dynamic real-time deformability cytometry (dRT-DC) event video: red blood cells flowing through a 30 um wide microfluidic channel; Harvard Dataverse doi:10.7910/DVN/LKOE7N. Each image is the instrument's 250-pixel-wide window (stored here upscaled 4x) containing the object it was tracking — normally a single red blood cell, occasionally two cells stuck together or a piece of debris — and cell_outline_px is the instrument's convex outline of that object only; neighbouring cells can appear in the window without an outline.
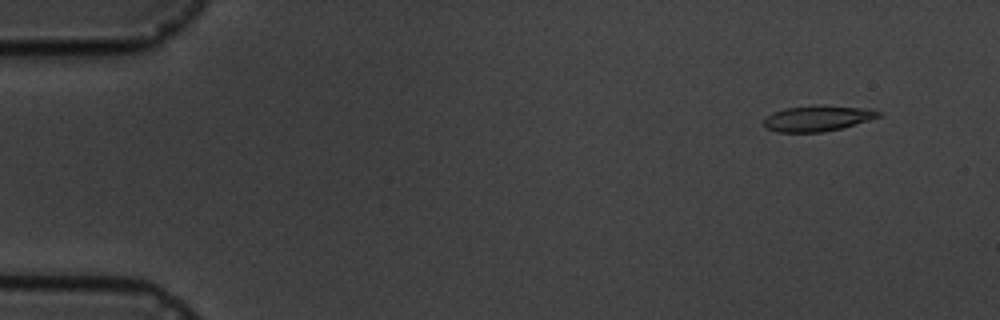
{"species": "common noctule bat (a hibernating species)", "species_latin": "Nyctalus noctula", "temperature_condition": "cold", "stored_images_in_passage": 17, "camera_frame_rate_fps": 3000, "um_per_image_px": 0.085, "animal": {"sex": "male", "body_mass_g": 19.5, "forearm_length_mm": 54.6}, "frame": {"image": 1, "passage_image": 2, "time_ms": 1.333, "image_size_px": [1000, 320], "cell_outline_px": [[880, 116], [840, 128], [824, 132], [776, 132], [764, 128], [764, 120], [772, 112], [784, 108], [872, 108], [880, 112]], "centroid_in_image_um": [69.4, 10.11], "position_along_channel_um": 15.6, "area_um2": 16.07}}
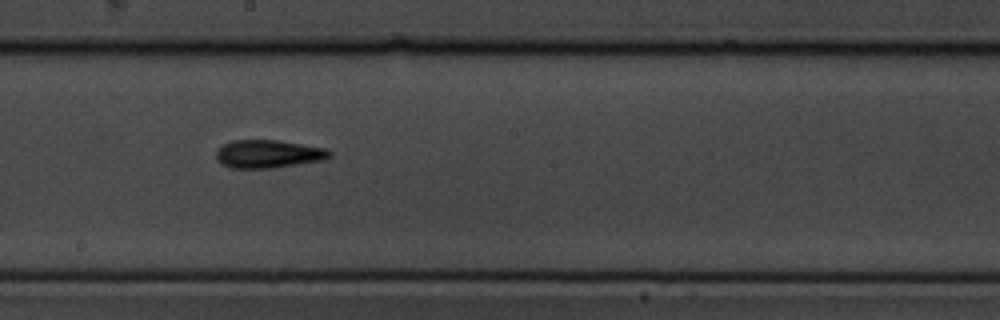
{"frame": {"image": 2, "passage_image": 10, "time_ms": 10.333, "image_size_px": [1000, 320], "cell_outline_px": [[332, 156], [324, 160], [272, 168], [228, 168], [220, 164], [216, 160], [216, 152], [224, 144], [232, 140], [276, 140], [328, 148], [332, 152]], "centroid_in_image_um": [22.81, 13.09], "position_along_channel_um": 225.4, "area_um2": 18.73}}
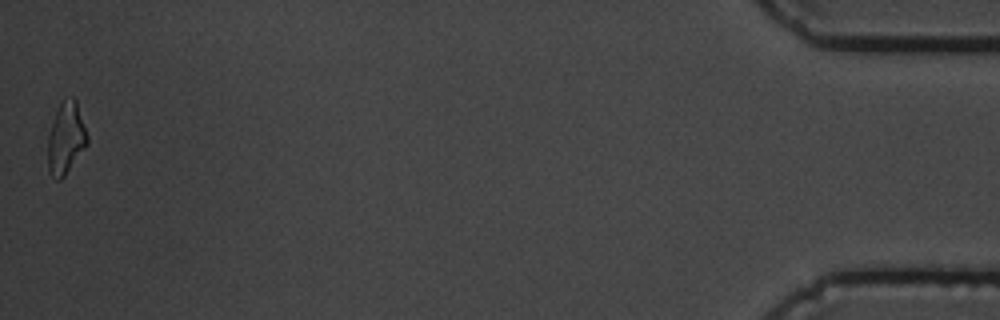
{"frame": {"image": 3, "passage_image": 17, "time_ms": 18.667, "image_size_px": [1000, 320], "cell_outline_px": [[88, 144], [64, 176], [60, 180], [56, 180], [48, 172], [48, 136], [56, 112], [60, 104], [64, 100], [72, 96], [76, 100], [88, 136]], "centroid_in_image_um": [5.61, 11.78], "position_along_channel_um": 429.6, "area_um2": 16.3}, "authors_computed_cell_mechanics": {"area_um2": 16.8198, "velocity_mm_per_s": 3.5425, "shape_relaxation_time_tau1_ms": 2.9956, "shape_relaxation_time_tau2_ms": 3.3241, "deformation_change_tau1": 0.1069, "deformation_change_tau2": 0.1179}}